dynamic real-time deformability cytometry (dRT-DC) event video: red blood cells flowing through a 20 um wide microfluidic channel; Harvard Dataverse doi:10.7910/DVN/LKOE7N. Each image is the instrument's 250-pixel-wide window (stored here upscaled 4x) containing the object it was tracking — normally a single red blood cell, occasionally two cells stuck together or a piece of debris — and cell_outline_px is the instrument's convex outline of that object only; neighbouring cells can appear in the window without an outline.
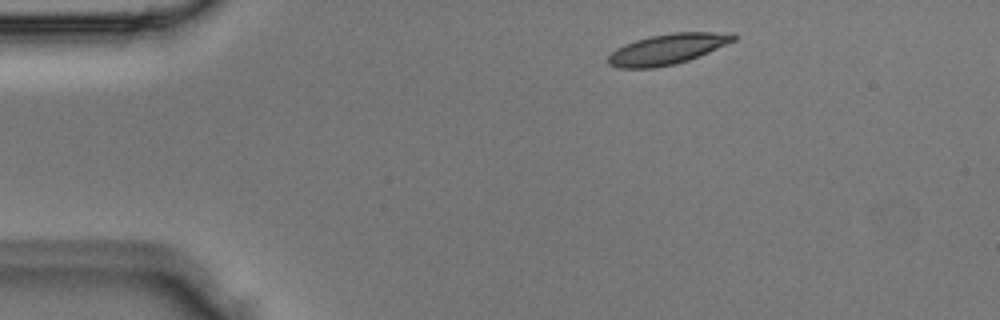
{"species": "Egyptian fruit bat (a non-hibernating species)", "species_latin": "Rousettus aegyptiacus", "temperature_condition": "room temperature", "stored_images_in_passage": 2, "camera_frame_rate_fps": 3000, "um_per_image_px": 0.085, "animal": {"sex": "male"}, "frame": {"image": 1, "passage_image": 1, "time_ms": 0.0, "image_size_px": [1000, 320], "cell_outline_px": [[736, 40], [700, 56], [676, 64], [652, 68], [620, 68], [608, 64], [608, 56], [616, 48], [624, 44], [636, 40], [652, 36], [672, 32], [736, 32]], "centroid_in_image_um": [56.77, 4.17], "position_along_channel_um": 28.2, "area_um2": 22.37}}